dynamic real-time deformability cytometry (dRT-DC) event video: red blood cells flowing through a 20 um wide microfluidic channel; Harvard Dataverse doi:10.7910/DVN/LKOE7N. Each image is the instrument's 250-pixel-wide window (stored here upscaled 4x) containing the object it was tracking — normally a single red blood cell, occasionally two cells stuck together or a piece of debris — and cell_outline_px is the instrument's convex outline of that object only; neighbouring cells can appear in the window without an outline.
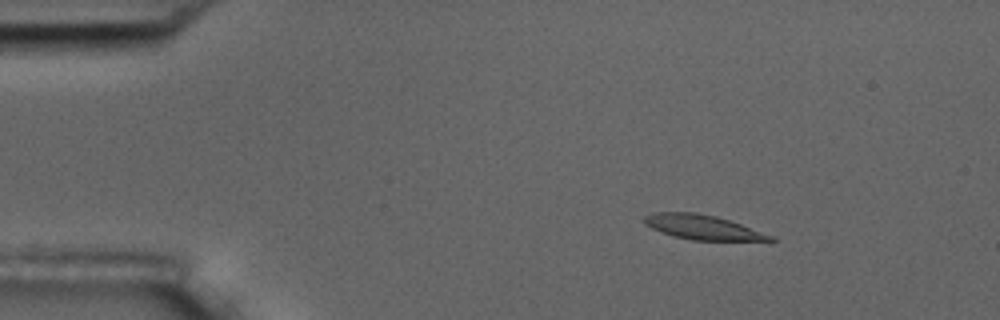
{"species": "common noctule bat (a hibernating species)", "species_latin": "Nyctalus noctula", "temperature_condition": "room temperature", "stored_images_in_passage": 4, "camera_frame_rate_fps": 3000, "um_per_image_px": 0.085, "animal": {"sex": "male", "body_mass_g": 17.5, "forearm_length_mm": 52.3}, "frame": {"image": 1, "passage_image": 2, "time_ms": 1.333, "image_size_px": [1000, 320], "cell_outline_px": [[776, 240], [692, 240], [672, 236], [652, 228], [644, 224], [644, 216], [652, 212], [696, 212], [716, 216], [776, 236]], "centroid_in_image_um": [59.7, 19.3], "position_along_channel_um": 25.3, "area_um2": 17.98}}